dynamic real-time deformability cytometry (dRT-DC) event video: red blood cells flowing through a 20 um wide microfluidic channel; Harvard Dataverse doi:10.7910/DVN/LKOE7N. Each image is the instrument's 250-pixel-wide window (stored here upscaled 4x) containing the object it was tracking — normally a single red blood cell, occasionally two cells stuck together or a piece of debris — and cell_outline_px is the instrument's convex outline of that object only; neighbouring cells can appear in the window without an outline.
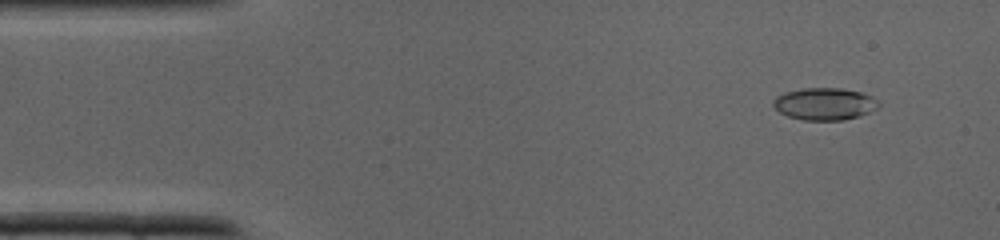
{"species": "common noctule bat (a hibernating species)", "species_latin": "Nyctalus noctula", "temperature_condition": "cold", "stored_images_in_passage": 37, "camera_frame_rate_fps": 3000, "um_per_image_px": 0.085, "animal": {"sex": "male", "body_mass_g": 19.0, "forearm_length_mm": 50.8}, "frame": {"image": 1, "passage_image": 3, "time_ms": 0.667, "image_size_px": [1000, 240], "cell_outline_px": [[880, 104], [876, 108], [860, 116], [844, 120], [804, 120], [788, 116], [780, 112], [772, 104], [772, 100], [776, 96], [784, 92], [804, 88], [840, 88], [860, 92], [872, 96], [880, 100]], "centroid_in_image_um": [70.09, 8.83], "position_along_channel_um": 14.9, "area_um2": 19.83}}
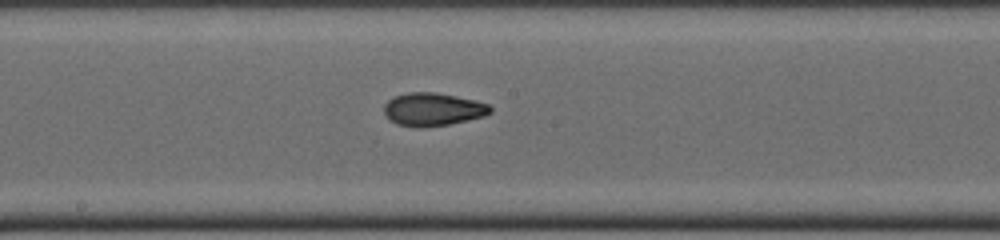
{"frame": {"image": 2, "passage_image": 19, "time_ms": 6.0, "image_size_px": [1000, 240], "cell_outline_px": [[492, 112], [484, 116], [468, 120], [448, 124], [424, 128], [416, 128], [396, 124], [388, 120], [384, 112], [384, 104], [392, 96], [408, 92], [436, 92], [456, 96], [488, 104], [492, 108]], "centroid_in_image_um": [36.74, 9.3], "position_along_channel_um": 211.5, "area_um2": 20.69}}
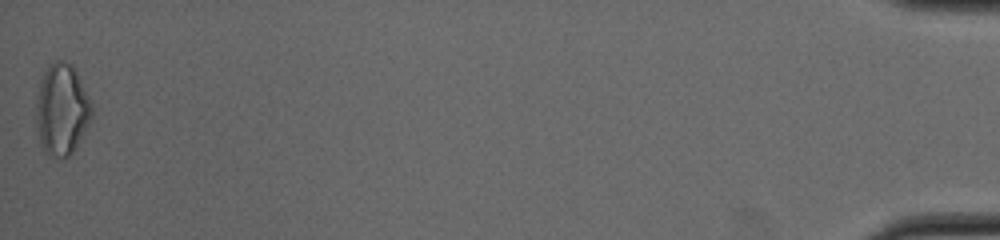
{"frame": {"image": 3, "passage_image": 37, "time_ms": 12.0, "image_size_px": [1000, 240], "cell_outline_px": [[92, 116], [84, 132], [72, 152], [68, 156], [56, 156], [44, 152], [40, 144], [36, 124], [36, 96], [40, 80], [48, 64], [56, 60], [64, 60], [72, 64], [92, 104]], "centroid_in_image_um": [5.22, 9.27], "position_along_channel_um": 430.0, "area_um2": 29.48}}